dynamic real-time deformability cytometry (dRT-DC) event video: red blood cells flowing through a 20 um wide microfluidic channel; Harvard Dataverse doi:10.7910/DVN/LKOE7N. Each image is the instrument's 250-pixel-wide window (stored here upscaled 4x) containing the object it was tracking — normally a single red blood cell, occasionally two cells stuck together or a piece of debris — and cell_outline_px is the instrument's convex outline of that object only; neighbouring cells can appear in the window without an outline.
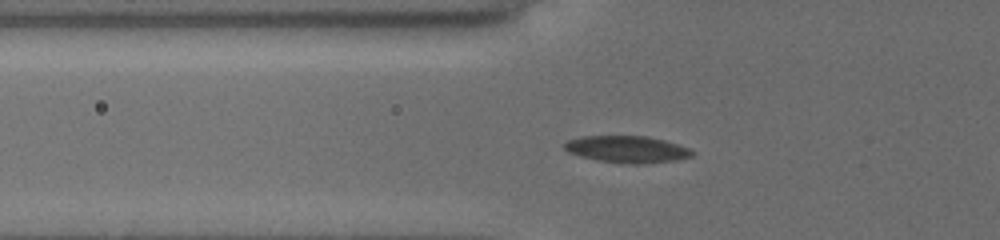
{"species": "common noctule bat (a hibernating species)", "species_latin": "Nyctalus noctula", "temperature_condition": "cold", "stored_images_in_passage": 21, "camera_frame_rate_fps": 3000, "um_per_image_px": 0.085, "animal": {"sex": "female", "body_mass_g": 19.5, "forearm_length_mm": 54.1}, "frame": {"image": 1, "passage_image": 9, "time_ms": 1.667, "image_size_px": [1000, 240], "cell_outline_px": [[696, 152], [692, 156], [676, 160], [640, 164], [620, 164], [580, 156], [568, 152], [564, 148], [564, 144], [568, 140], [584, 136], [648, 136], [664, 140], [688, 148]], "centroid_in_image_um": [53.31, 12.69], "position_along_channel_um": 72.5, "area_um2": 19.94}}
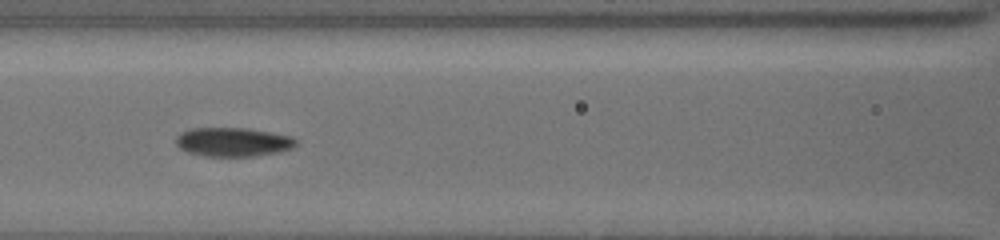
{"frame": {"image": 2, "passage_image": 15, "time_ms": 3.667, "image_size_px": [1000, 240], "cell_outline_px": [[296, 144], [292, 148], [280, 152], [256, 156], [204, 156], [188, 152], [180, 148], [176, 144], [176, 136], [180, 132], [192, 128], [248, 128], [292, 136], [296, 140]], "centroid_in_image_um": [19.81, 12.07], "position_along_channel_um": 146.8, "area_um2": 20.35}}
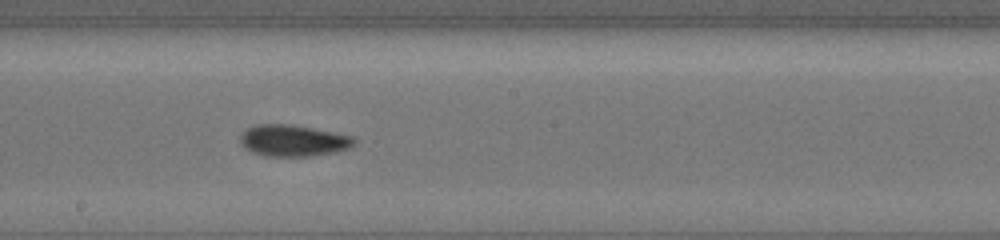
{"frame": {"image": 3, "passage_image": 20, "time_ms": 5.667, "image_size_px": [1000, 240], "cell_outline_px": [[356, 144], [348, 148], [336, 152], [308, 156], [264, 156], [252, 152], [244, 148], [240, 144], [240, 136], [248, 128], [256, 124], [292, 124], [352, 136], [356, 140]], "centroid_in_image_um": [24.9, 11.95], "position_along_channel_um": 223.3, "area_um2": 20.92}}